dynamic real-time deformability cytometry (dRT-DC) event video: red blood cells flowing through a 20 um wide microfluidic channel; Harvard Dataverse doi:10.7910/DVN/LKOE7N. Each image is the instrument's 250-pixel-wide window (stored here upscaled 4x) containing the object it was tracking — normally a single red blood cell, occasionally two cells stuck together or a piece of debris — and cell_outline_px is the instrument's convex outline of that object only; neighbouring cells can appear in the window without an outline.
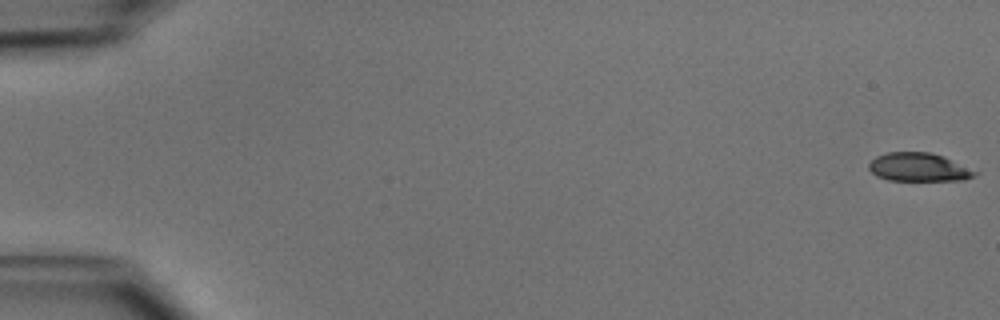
{"species": "common noctule bat (a hibernating species)", "species_latin": "Nyctalus noctula", "temperature_condition": "cold", "stored_images_in_passage": 17, "camera_frame_rate_fps": 3000, "um_per_image_px": 0.085, "animal": {"sex": "male", "body_mass_g": 15.6}, "frame": {"image": 1, "passage_image": 1, "time_ms": 0.0, "image_size_px": [1000, 320], "cell_outline_px": [[980, 172], [976, 176], [964, 180], [888, 180], [876, 176], [868, 168], [868, 164], [876, 156], [888, 152], [928, 152], [944, 156]], "centroid_in_image_um": [78.12, 14.21], "position_along_channel_um": 6.9, "area_um2": 17.69}}
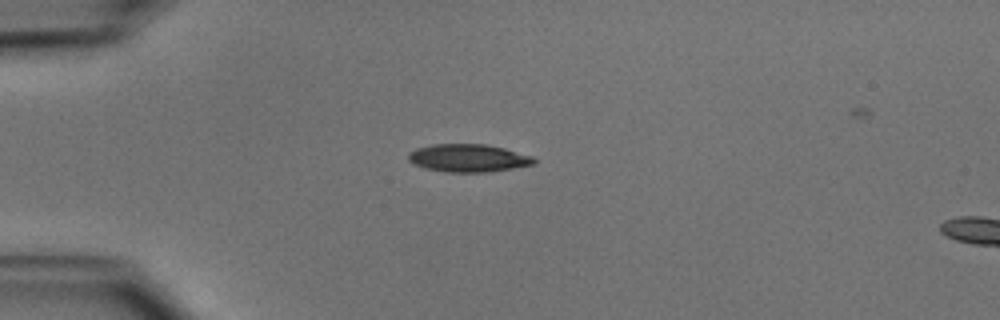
{"frame": {"image": 2, "passage_image": 14, "time_ms": 4.333, "image_size_px": [1000, 320], "cell_outline_px": [[536, 164], [488, 172], [444, 172], [424, 168], [412, 164], [408, 160], [408, 152], [416, 148], [432, 144], [484, 144], [504, 148], [532, 156], [536, 160]], "centroid_in_image_um": [39.76, 13.43], "position_along_channel_um": 45.2, "area_um2": 20.52}}